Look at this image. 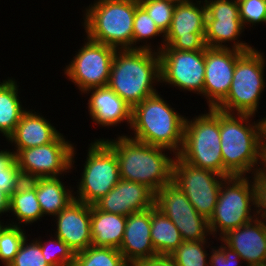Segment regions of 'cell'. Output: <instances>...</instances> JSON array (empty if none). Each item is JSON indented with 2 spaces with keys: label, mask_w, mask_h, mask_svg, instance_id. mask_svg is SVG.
Returning <instances> with one entry per match:
<instances>
[{
  "label": "cell",
  "mask_w": 266,
  "mask_h": 266,
  "mask_svg": "<svg viewBox=\"0 0 266 266\" xmlns=\"http://www.w3.org/2000/svg\"><path fill=\"white\" fill-rule=\"evenodd\" d=\"M84 164L79 196L74 199L93 205L120 181L119 164L115 151L104 139L91 143Z\"/></svg>",
  "instance_id": "obj_9"
},
{
  "label": "cell",
  "mask_w": 266,
  "mask_h": 266,
  "mask_svg": "<svg viewBox=\"0 0 266 266\" xmlns=\"http://www.w3.org/2000/svg\"><path fill=\"white\" fill-rule=\"evenodd\" d=\"M150 235L157 255H170L183 242L175 224L155 206L151 207Z\"/></svg>",
  "instance_id": "obj_27"
},
{
  "label": "cell",
  "mask_w": 266,
  "mask_h": 266,
  "mask_svg": "<svg viewBox=\"0 0 266 266\" xmlns=\"http://www.w3.org/2000/svg\"><path fill=\"white\" fill-rule=\"evenodd\" d=\"M36 187V196L40 204L42 215H58L71 201L74 195L66 190L58 177L37 178L30 180Z\"/></svg>",
  "instance_id": "obj_25"
},
{
  "label": "cell",
  "mask_w": 266,
  "mask_h": 266,
  "mask_svg": "<svg viewBox=\"0 0 266 266\" xmlns=\"http://www.w3.org/2000/svg\"><path fill=\"white\" fill-rule=\"evenodd\" d=\"M170 1L175 2V3H185L191 0H170Z\"/></svg>",
  "instance_id": "obj_43"
},
{
  "label": "cell",
  "mask_w": 266,
  "mask_h": 266,
  "mask_svg": "<svg viewBox=\"0 0 266 266\" xmlns=\"http://www.w3.org/2000/svg\"><path fill=\"white\" fill-rule=\"evenodd\" d=\"M25 238L19 252L9 266H50L44 259L39 242L28 243ZM28 243V244H27Z\"/></svg>",
  "instance_id": "obj_36"
},
{
  "label": "cell",
  "mask_w": 266,
  "mask_h": 266,
  "mask_svg": "<svg viewBox=\"0 0 266 266\" xmlns=\"http://www.w3.org/2000/svg\"><path fill=\"white\" fill-rule=\"evenodd\" d=\"M138 5V0H97L85 11L86 37L118 50L133 49V23Z\"/></svg>",
  "instance_id": "obj_5"
},
{
  "label": "cell",
  "mask_w": 266,
  "mask_h": 266,
  "mask_svg": "<svg viewBox=\"0 0 266 266\" xmlns=\"http://www.w3.org/2000/svg\"><path fill=\"white\" fill-rule=\"evenodd\" d=\"M55 236L68 245L74 253L92 246L91 205L74 199L56 215Z\"/></svg>",
  "instance_id": "obj_19"
},
{
  "label": "cell",
  "mask_w": 266,
  "mask_h": 266,
  "mask_svg": "<svg viewBox=\"0 0 266 266\" xmlns=\"http://www.w3.org/2000/svg\"><path fill=\"white\" fill-rule=\"evenodd\" d=\"M37 241L41 246L44 259L47 261V263H49L50 266H73L75 253L57 236L54 240H49V242L46 241L43 243L40 240Z\"/></svg>",
  "instance_id": "obj_35"
},
{
  "label": "cell",
  "mask_w": 266,
  "mask_h": 266,
  "mask_svg": "<svg viewBox=\"0 0 266 266\" xmlns=\"http://www.w3.org/2000/svg\"><path fill=\"white\" fill-rule=\"evenodd\" d=\"M252 178L256 202L254 207H256V209L258 208L254 212H257L255 214L258 215V218L261 216V219L266 221V175L262 171H259Z\"/></svg>",
  "instance_id": "obj_39"
},
{
  "label": "cell",
  "mask_w": 266,
  "mask_h": 266,
  "mask_svg": "<svg viewBox=\"0 0 266 266\" xmlns=\"http://www.w3.org/2000/svg\"><path fill=\"white\" fill-rule=\"evenodd\" d=\"M185 120L157 92L132 108L130 129L135 135L129 138L178 155L183 146Z\"/></svg>",
  "instance_id": "obj_4"
},
{
  "label": "cell",
  "mask_w": 266,
  "mask_h": 266,
  "mask_svg": "<svg viewBox=\"0 0 266 266\" xmlns=\"http://www.w3.org/2000/svg\"><path fill=\"white\" fill-rule=\"evenodd\" d=\"M116 140L104 139L115 151L121 179L145 185L154 193L172 181L174 160L162 153L166 148L141 143L125 135Z\"/></svg>",
  "instance_id": "obj_3"
},
{
  "label": "cell",
  "mask_w": 266,
  "mask_h": 266,
  "mask_svg": "<svg viewBox=\"0 0 266 266\" xmlns=\"http://www.w3.org/2000/svg\"><path fill=\"white\" fill-rule=\"evenodd\" d=\"M150 230L151 208L126 216V226L119 251L131 266L138 261L157 256Z\"/></svg>",
  "instance_id": "obj_21"
},
{
  "label": "cell",
  "mask_w": 266,
  "mask_h": 266,
  "mask_svg": "<svg viewBox=\"0 0 266 266\" xmlns=\"http://www.w3.org/2000/svg\"><path fill=\"white\" fill-rule=\"evenodd\" d=\"M159 34H163L162 37H165V34L161 29L156 25L154 20L148 15L146 10L139 4L135 10L134 23H133V49H150L151 46L143 45L137 46L136 42H140L143 39H151ZM135 46V47H134Z\"/></svg>",
  "instance_id": "obj_33"
},
{
  "label": "cell",
  "mask_w": 266,
  "mask_h": 266,
  "mask_svg": "<svg viewBox=\"0 0 266 266\" xmlns=\"http://www.w3.org/2000/svg\"><path fill=\"white\" fill-rule=\"evenodd\" d=\"M9 211L15 214L19 225L30 224L42 218L36 187L30 181L24 180L10 195Z\"/></svg>",
  "instance_id": "obj_28"
},
{
  "label": "cell",
  "mask_w": 266,
  "mask_h": 266,
  "mask_svg": "<svg viewBox=\"0 0 266 266\" xmlns=\"http://www.w3.org/2000/svg\"><path fill=\"white\" fill-rule=\"evenodd\" d=\"M138 2L161 31L166 34L171 26L176 3L170 0H138Z\"/></svg>",
  "instance_id": "obj_34"
},
{
  "label": "cell",
  "mask_w": 266,
  "mask_h": 266,
  "mask_svg": "<svg viewBox=\"0 0 266 266\" xmlns=\"http://www.w3.org/2000/svg\"><path fill=\"white\" fill-rule=\"evenodd\" d=\"M73 266H131L119 249L103 246H89L75 253Z\"/></svg>",
  "instance_id": "obj_29"
},
{
  "label": "cell",
  "mask_w": 266,
  "mask_h": 266,
  "mask_svg": "<svg viewBox=\"0 0 266 266\" xmlns=\"http://www.w3.org/2000/svg\"><path fill=\"white\" fill-rule=\"evenodd\" d=\"M160 82L188 91L203 93L205 78V50L180 51L161 49Z\"/></svg>",
  "instance_id": "obj_15"
},
{
  "label": "cell",
  "mask_w": 266,
  "mask_h": 266,
  "mask_svg": "<svg viewBox=\"0 0 266 266\" xmlns=\"http://www.w3.org/2000/svg\"><path fill=\"white\" fill-rule=\"evenodd\" d=\"M261 127H262V141L263 145H266V117L261 120Z\"/></svg>",
  "instance_id": "obj_42"
},
{
  "label": "cell",
  "mask_w": 266,
  "mask_h": 266,
  "mask_svg": "<svg viewBox=\"0 0 266 266\" xmlns=\"http://www.w3.org/2000/svg\"><path fill=\"white\" fill-rule=\"evenodd\" d=\"M236 115L238 118L233 113L220 111V144L223 165L232 176H244V174L246 176V173L251 172L255 175L262 171V167L259 168L257 165L259 163L263 165L264 146L261 120L257 124L254 121L251 125L249 118L253 115L237 113Z\"/></svg>",
  "instance_id": "obj_1"
},
{
  "label": "cell",
  "mask_w": 266,
  "mask_h": 266,
  "mask_svg": "<svg viewBox=\"0 0 266 266\" xmlns=\"http://www.w3.org/2000/svg\"><path fill=\"white\" fill-rule=\"evenodd\" d=\"M211 252L209 266H240V255L225 243L216 250L213 248Z\"/></svg>",
  "instance_id": "obj_38"
},
{
  "label": "cell",
  "mask_w": 266,
  "mask_h": 266,
  "mask_svg": "<svg viewBox=\"0 0 266 266\" xmlns=\"http://www.w3.org/2000/svg\"><path fill=\"white\" fill-rule=\"evenodd\" d=\"M87 40L64 70L69 80L71 79L83 93L108 85L111 64L117 50L89 38Z\"/></svg>",
  "instance_id": "obj_13"
},
{
  "label": "cell",
  "mask_w": 266,
  "mask_h": 266,
  "mask_svg": "<svg viewBox=\"0 0 266 266\" xmlns=\"http://www.w3.org/2000/svg\"><path fill=\"white\" fill-rule=\"evenodd\" d=\"M133 266H178L170 255H157L149 259L136 262Z\"/></svg>",
  "instance_id": "obj_40"
},
{
  "label": "cell",
  "mask_w": 266,
  "mask_h": 266,
  "mask_svg": "<svg viewBox=\"0 0 266 266\" xmlns=\"http://www.w3.org/2000/svg\"><path fill=\"white\" fill-rule=\"evenodd\" d=\"M263 55L253 48L237 59L230 90L216 109L234 115V112L250 115L257 112L266 85Z\"/></svg>",
  "instance_id": "obj_7"
},
{
  "label": "cell",
  "mask_w": 266,
  "mask_h": 266,
  "mask_svg": "<svg viewBox=\"0 0 266 266\" xmlns=\"http://www.w3.org/2000/svg\"><path fill=\"white\" fill-rule=\"evenodd\" d=\"M25 111L19 99L17 82L12 79L0 82V132L5 138L14 133Z\"/></svg>",
  "instance_id": "obj_26"
},
{
  "label": "cell",
  "mask_w": 266,
  "mask_h": 266,
  "mask_svg": "<svg viewBox=\"0 0 266 266\" xmlns=\"http://www.w3.org/2000/svg\"><path fill=\"white\" fill-rule=\"evenodd\" d=\"M10 196L0 189V214L9 212Z\"/></svg>",
  "instance_id": "obj_41"
},
{
  "label": "cell",
  "mask_w": 266,
  "mask_h": 266,
  "mask_svg": "<svg viewBox=\"0 0 266 266\" xmlns=\"http://www.w3.org/2000/svg\"><path fill=\"white\" fill-rule=\"evenodd\" d=\"M204 2L207 8L204 35L207 47L227 48V45L222 43L233 41L232 49L243 52L253 49L247 43L237 40L244 31L239 17L238 2L234 0H205Z\"/></svg>",
  "instance_id": "obj_16"
},
{
  "label": "cell",
  "mask_w": 266,
  "mask_h": 266,
  "mask_svg": "<svg viewBox=\"0 0 266 266\" xmlns=\"http://www.w3.org/2000/svg\"><path fill=\"white\" fill-rule=\"evenodd\" d=\"M126 216L98 210L91 205L92 246L120 248Z\"/></svg>",
  "instance_id": "obj_24"
},
{
  "label": "cell",
  "mask_w": 266,
  "mask_h": 266,
  "mask_svg": "<svg viewBox=\"0 0 266 266\" xmlns=\"http://www.w3.org/2000/svg\"><path fill=\"white\" fill-rule=\"evenodd\" d=\"M247 178L245 175L231 176L222 182L213 215L208 220L211 235L215 236L220 230L221 238L229 230L245 225L257 217L250 214L251 205L256 204L255 189L253 182H249Z\"/></svg>",
  "instance_id": "obj_8"
},
{
  "label": "cell",
  "mask_w": 266,
  "mask_h": 266,
  "mask_svg": "<svg viewBox=\"0 0 266 266\" xmlns=\"http://www.w3.org/2000/svg\"><path fill=\"white\" fill-rule=\"evenodd\" d=\"M20 169L15 160L14 152L0 151V189L9 196L23 182Z\"/></svg>",
  "instance_id": "obj_32"
},
{
  "label": "cell",
  "mask_w": 266,
  "mask_h": 266,
  "mask_svg": "<svg viewBox=\"0 0 266 266\" xmlns=\"http://www.w3.org/2000/svg\"><path fill=\"white\" fill-rule=\"evenodd\" d=\"M25 238L27 237L23 229L17 223H10L2 229L0 233V260L4 266H9L13 262Z\"/></svg>",
  "instance_id": "obj_31"
},
{
  "label": "cell",
  "mask_w": 266,
  "mask_h": 266,
  "mask_svg": "<svg viewBox=\"0 0 266 266\" xmlns=\"http://www.w3.org/2000/svg\"><path fill=\"white\" fill-rule=\"evenodd\" d=\"M201 1L193 3H176L172 22L163 38L161 49H176L180 51H200L206 49L204 39L207 8ZM199 5V6H198ZM201 6V7H200Z\"/></svg>",
  "instance_id": "obj_14"
},
{
  "label": "cell",
  "mask_w": 266,
  "mask_h": 266,
  "mask_svg": "<svg viewBox=\"0 0 266 266\" xmlns=\"http://www.w3.org/2000/svg\"><path fill=\"white\" fill-rule=\"evenodd\" d=\"M187 163L214 171L222 176L232 175L224 168L220 144V110L185 120L183 146L178 154Z\"/></svg>",
  "instance_id": "obj_6"
},
{
  "label": "cell",
  "mask_w": 266,
  "mask_h": 266,
  "mask_svg": "<svg viewBox=\"0 0 266 266\" xmlns=\"http://www.w3.org/2000/svg\"><path fill=\"white\" fill-rule=\"evenodd\" d=\"M6 225H2V223L0 222V233L2 231V229L5 227Z\"/></svg>",
  "instance_id": "obj_44"
},
{
  "label": "cell",
  "mask_w": 266,
  "mask_h": 266,
  "mask_svg": "<svg viewBox=\"0 0 266 266\" xmlns=\"http://www.w3.org/2000/svg\"><path fill=\"white\" fill-rule=\"evenodd\" d=\"M155 207L175 224L183 241L207 240L211 234L208 219L196 211L173 181L155 193Z\"/></svg>",
  "instance_id": "obj_12"
},
{
  "label": "cell",
  "mask_w": 266,
  "mask_h": 266,
  "mask_svg": "<svg viewBox=\"0 0 266 266\" xmlns=\"http://www.w3.org/2000/svg\"><path fill=\"white\" fill-rule=\"evenodd\" d=\"M98 210L128 216L155 206V193L137 182L120 181L93 204Z\"/></svg>",
  "instance_id": "obj_18"
},
{
  "label": "cell",
  "mask_w": 266,
  "mask_h": 266,
  "mask_svg": "<svg viewBox=\"0 0 266 266\" xmlns=\"http://www.w3.org/2000/svg\"><path fill=\"white\" fill-rule=\"evenodd\" d=\"M243 51L227 48L206 47L203 95L209 108H216L227 96L237 59Z\"/></svg>",
  "instance_id": "obj_17"
},
{
  "label": "cell",
  "mask_w": 266,
  "mask_h": 266,
  "mask_svg": "<svg viewBox=\"0 0 266 266\" xmlns=\"http://www.w3.org/2000/svg\"><path fill=\"white\" fill-rule=\"evenodd\" d=\"M154 81H160L159 52L150 49L116 50L107 86L130 107L157 93L152 85Z\"/></svg>",
  "instance_id": "obj_2"
},
{
  "label": "cell",
  "mask_w": 266,
  "mask_h": 266,
  "mask_svg": "<svg viewBox=\"0 0 266 266\" xmlns=\"http://www.w3.org/2000/svg\"><path fill=\"white\" fill-rule=\"evenodd\" d=\"M206 240L183 241L177 249L170 254L178 266H209L207 251L204 250Z\"/></svg>",
  "instance_id": "obj_30"
},
{
  "label": "cell",
  "mask_w": 266,
  "mask_h": 266,
  "mask_svg": "<svg viewBox=\"0 0 266 266\" xmlns=\"http://www.w3.org/2000/svg\"><path fill=\"white\" fill-rule=\"evenodd\" d=\"M75 148L60 134L53 142L22 149L15 155L23 180L57 177L73 168Z\"/></svg>",
  "instance_id": "obj_11"
},
{
  "label": "cell",
  "mask_w": 266,
  "mask_h": 266,
  "mask_svg": "<svg viewBox=\"0 0 266 266\" xmlns=\"http://www.w3.org/2000/svg\"><path fill=\"white\" fill-rule=\"evenodd\" d=\"M90 92L88 110L93 121H96V124L109 127L126 121L131 126L132 107L112 89L105 86L89 89L85 93L89 94Z\"/></svg>",
  "instance_id": "obj_22"
},
{
  "label": "cell",
  "mask_w": 266,
  "mask_h": 266,
  "mask_svg": "<svg viewBox=\"0 0 266 266\" xmlns=\"http://www.w3.org/2000/svg\"><path fill=\"white\" fill-rule=\"evenodd\" d=\"M173 159L172 181L187 196L196 211L209 220L218 200L220 186L227 177L193 166L179 155Z\"/></svg>",
  "instance_id": "obj_10"
},
{
  "label": "cell",
  "mask_w": 266,
  "mask_h": 266,
  "mask_svg": "<svg viewBox=\"0 0 266 266\" xmlns=\"http://www.w3.org/2000/svg\"><path fill=\"white\" fill-rule=\"evenodd\" d=\"M238 5L239 17L244 28L245 24L266 23V0H241Z\"/></svg>",
  "instance_id": "obj_37"
},
{
  "label": "cell",
  "mask_w": 266,
  "mask_h": 266,
  "mask_svg": "<svg viewBox=\"0 0 266 266\" xmlns=\"http://www.w3.org/2000/svg\"><path fill=\"white\" fill-rule=\"evenodd\" d=\"M61 133L45 118L37 115L36 112L25 111L14 133L8 138L11 143L14 142L17 148L14 151L16 155L20 150L41 146L53 142Z\"/></svg>",
  "instance_id": "obj_23"
},
{
  "label": "cell",
  "mask_w": 266,
  "mask_h": 266,
  "mask_svg": "<svg viewBox=\"0 0 266 266\" xmlns=\"http://www.w3.org/2000/svg\"><path fill=\"white\" fill-rule=\"evenodd\" d=\"M253 222V223H252ZM266 221L255 217L253 221L229 230L221 237V243L236 251L247 266L266 263Z\"/></svg>",
  "instance_id": "obj_20"
}]
</instances>
